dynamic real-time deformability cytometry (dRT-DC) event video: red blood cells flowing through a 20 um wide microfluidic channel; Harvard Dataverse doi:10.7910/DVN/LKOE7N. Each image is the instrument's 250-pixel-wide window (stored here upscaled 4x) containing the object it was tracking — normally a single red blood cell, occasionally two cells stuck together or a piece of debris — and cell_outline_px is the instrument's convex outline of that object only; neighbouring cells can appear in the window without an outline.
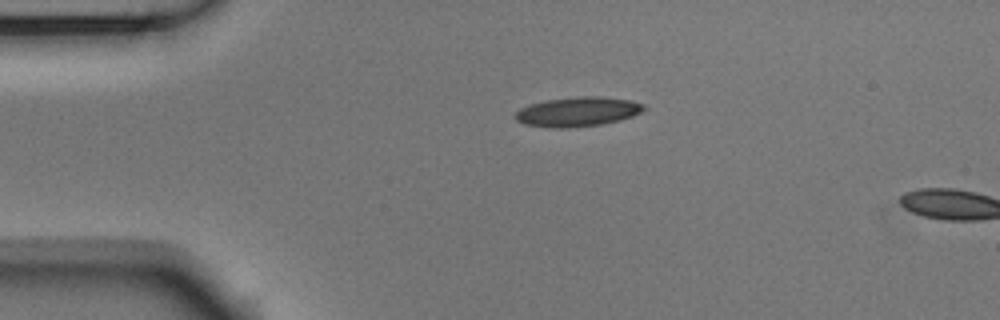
{"species": "Egyptian fruit bat (a non-hibernating species)", "species_latin": "Rousettus aegyptiacus", "temperature_condition": "room temperature", "stored_images_in_passage": 3, "camera_frame_rate_fps": 3000, "um_per_image_px": 0.085, "animal": {"sex": "male"}, "frame": {"image": 1, "passage_image": 1, "time_ms": 0.0, "image_size_px": [1000, 320], "cell_outline_px": [[648, 108], [632, 116], [620, 120], [600, 124], [568, 128], [552, 128], [524, 124], [516, 120], [516, 112], [520, 108], [544, 100], [576, 96], [600, 96], [632, 100], [644, 104]], "centroid_in_image_um": [49.13, 9.49], "position_along_channel_um": 35.9, "area_um2": 22.2}}